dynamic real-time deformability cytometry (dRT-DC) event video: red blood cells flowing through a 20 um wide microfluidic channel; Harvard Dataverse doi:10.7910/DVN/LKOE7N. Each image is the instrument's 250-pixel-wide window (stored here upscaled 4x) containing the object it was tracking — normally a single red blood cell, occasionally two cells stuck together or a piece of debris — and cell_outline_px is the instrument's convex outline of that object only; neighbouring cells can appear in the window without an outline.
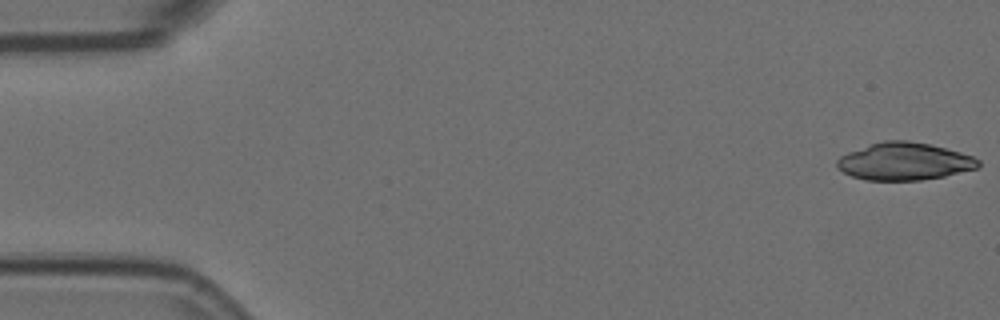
{"species": "Egyptian fruit bat (a non-hibernating species)", "species_latin": "Rousettus aegyptiacus", "temperature_condition": "room temperature", "stored_images_in_passage": 15, "camera_frame_rate_fps": 3000, "um_per_image_px": 0.085, "animal": {"sex": "female"}, "frame": {"image": 1, "passage_image": 1, "time_ms": 0.0, "image_size_px": [1000, 320], "cell_outline_px": [[980, 164], [976, 168], [944, 176], [920, 180], [868, 180], [852, 176], [844, 172], [836, 164], [836, 160], [840, 156], [848, 152], [884, 140], [908, 140], [928, 144], [960, 152], [972, 156], [980, 160]], "centroid_in_image_um": [76.87, 13.72], "position_along_channel_um": 8.1, "area_um2": 30.46}}
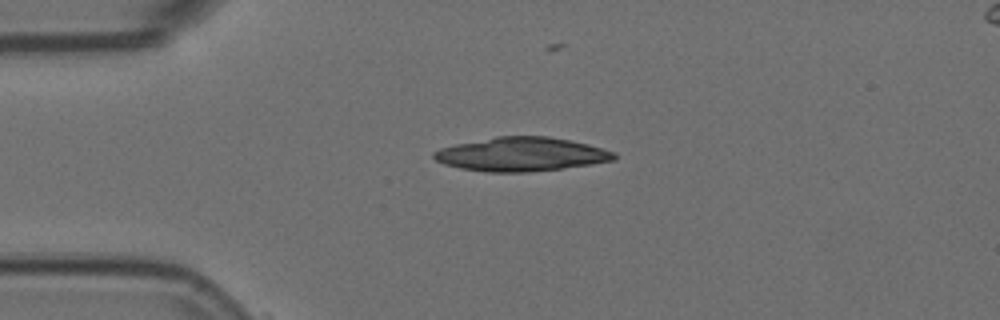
{"frame": {"image": 2, "passage_image": 13, "time_ms": 4.0, "image_size_px": [1000, 320], "cell_outline_px": [[616, 160], [560, 168], [528, 172], [484, 172], [460, 168], [444, 164], [436, 160], [432, 156], [432, 152], [440, 148], [456, 144], [496, 136], [548, 136], [572, 140], [588, 144], [616, 152]], "centroid_in_image_um": [44.3, 13.11], "position_along_channel_um": 40.7, "area_um2": 35.55}}